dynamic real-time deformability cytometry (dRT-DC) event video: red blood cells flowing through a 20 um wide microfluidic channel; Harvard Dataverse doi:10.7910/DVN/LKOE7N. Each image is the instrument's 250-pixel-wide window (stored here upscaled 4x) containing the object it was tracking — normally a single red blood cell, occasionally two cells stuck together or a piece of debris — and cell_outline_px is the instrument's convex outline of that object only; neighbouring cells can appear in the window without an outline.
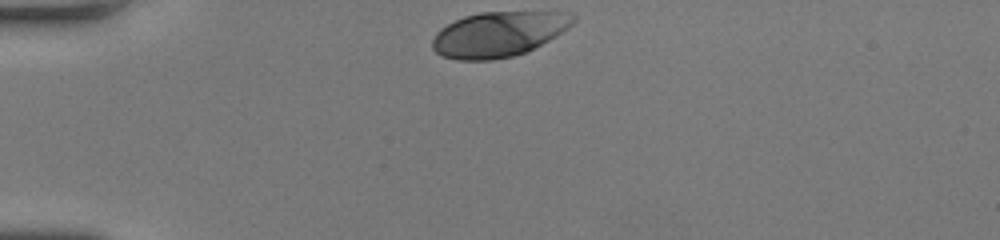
{"species": "human", "species_latin": "Homo sapiens", "temperature_condition": "room temperature", "stored_images_in_passage": 30, "camera_frame_rate_fps": 3000, "um_per_image_px": 0.085, "donor": {"sex": "female"}, "frame": {"image": 1, "passage_image": 1, "time_ms": 0.0, "image_size_px": [1000, 240], "cell_outline_px": [[576, 20], [568, 28], [556, 36], [524, 52], [512, 56], [492, 60], [456, 60], [440, 56], [432, 48], [432, 40], [436, 32], [440, 28], [464, 16], [480, 12], [560, 12], [576, 16]], "centroid_in_image_um": [42.33, 2.91], "position_along_channel_um": 42.7, "area_um2": 36.82}}
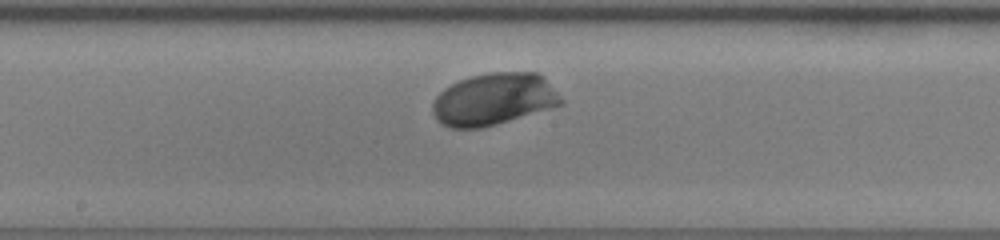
{"frame": {"image": 2, "passage_image": 16, "time_ms": 5.0, "image_size_px": [1000, 240], "cell_outline_px": [[564, 104], [496, 124], [480, 128], [448, 128], [436, 120], [432, 112], [432, 100], [444, 88], [460, 80], [472, 76], [488, 72], [536, 72], [544, 76], [564, 100]], "centroid_in_image_um": [41.96, 8.43], "position_along_channel_um": 206.2, "area_um2": 39.13}}
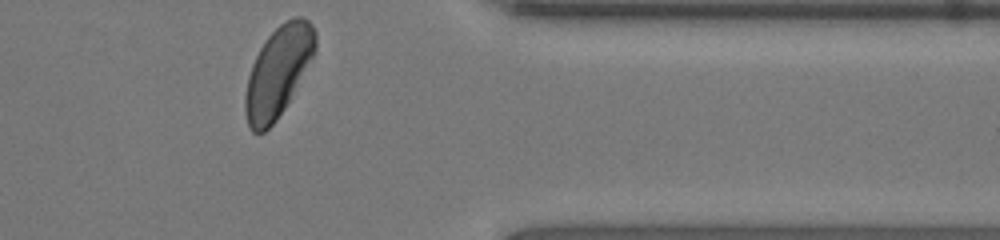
{"frame": {"image": 3, "passage_image": 30, "time_ms": 9.667, "image_size_px": [1000, 240], "cell_outline_px": [[316, 52], [284, 108], [276, 120], [264, 132], [252, 132], [248, 128], [244, 112], [244, 96], [248, 76], [252, 64], [260, 48], [268, 36], [284, 20], [296, 16], [304, 16], [312, 24], [316, 32]], "centroid_in_image_um": [23.63, 6.07], "position_along_channel_um": 387.8, "area_um2": 36.82}, "authors_computed_cell_mechanics": {"area_um2": 37.2521, "velocity_mm_per_s": 4.1116, "shape_relaxation_time_tau1_ms": 1.4746, "shape_relaxation_time_tau2_ms": null, "deformation_change_tau1": 0.1391, "deformation_change_tau2": null}}